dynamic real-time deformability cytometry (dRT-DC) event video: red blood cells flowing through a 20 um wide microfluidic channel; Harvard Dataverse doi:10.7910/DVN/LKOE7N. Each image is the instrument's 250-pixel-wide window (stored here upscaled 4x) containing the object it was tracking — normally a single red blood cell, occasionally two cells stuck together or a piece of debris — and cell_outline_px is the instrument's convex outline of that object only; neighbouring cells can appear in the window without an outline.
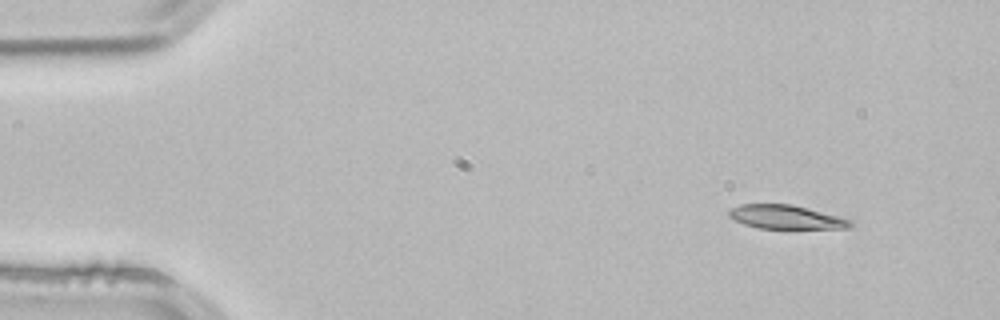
{"species": "common noctule bat (a hibernating species)", "species_latin": "Nyctalus noctula", "temperature_condition": "room temperature", "stored_images_in_passage": 4, "camera_frame_rate_fps": 3000, "um_per_image_px": 0.085, "animal": {"sex": "male", "body_mass_g": 21.5, "forearm_length_mm": 52.0}, "frame": {"image": 1, "passage_image": 1, "time_ms": 0.0, "image_size_px": [1000, 320], "cell_outline_px": [[852, 224], [848, 228], [756, 228], [744, 224], [728, 216], [728, 208], [740, 204], [792, 204], [840, 216], [852, 220]], "centroid_in_image_um": [66.78, 18.44], "position_along_channel_um": 18.2, "area_um2": 16.88}}
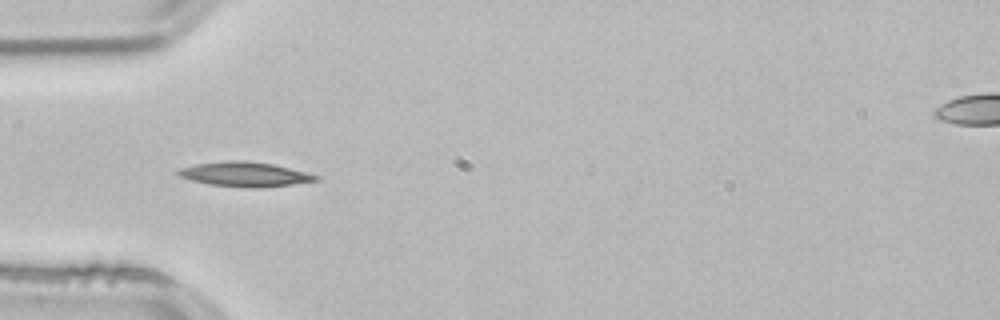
{"frame": {"image": 2, "passage_image": 3, "time_ms": 0.667, "image_size_px": [1000, 320], "cell_outline_px": [[320, 180], [292, 184], [256, 188], [208, 184], [192, 180], [180, 176], [176, 172], [180, 168], [196, 164], [228, 160], [248, 160], [272, 164], [320, 176]], "centroid_in_image_um": [20.81, 14.8], "position_along_channel_um": 64.2, "area_um2": 19.48}}